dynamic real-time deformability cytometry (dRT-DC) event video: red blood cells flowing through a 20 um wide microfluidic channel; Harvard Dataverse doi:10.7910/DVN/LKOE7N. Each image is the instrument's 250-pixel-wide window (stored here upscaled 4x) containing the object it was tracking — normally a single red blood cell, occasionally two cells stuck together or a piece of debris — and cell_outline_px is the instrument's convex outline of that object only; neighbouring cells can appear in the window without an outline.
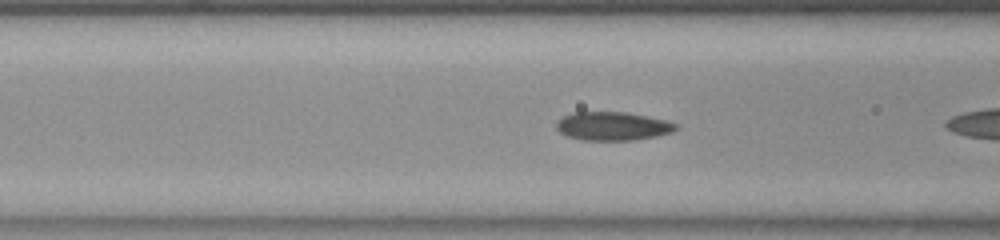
{"species": "common noctule bat (a hibernating species)", "species_latin": "Nyctalus noctula", "temperature_condition": "room temperature", "stored_images_in_passage": 9, "camera_frame_rate_fps": 3000, "um_per_image_px": 0.085, "animal": {"sex": "female", "body_mass_g": 23.0, "forearm_length_mm": 53.4}, "frame": {"image": 1, "passage_image": 4, "time_ms": 1.0, "image_size_px": [1000, 240], "cell_outline_px": [[680, 128], [672, 132], [656, 136], [632, 140], [580, 140], [568, 136], [560, 132], [556, 128], [556, 120], [572, 112], [624, 112], [664, 120], [676, 124]], "centroid_in_image_um": [52.04, 10.72], "position_along_channel_um": 114.6, "area_um2": 19.77}}
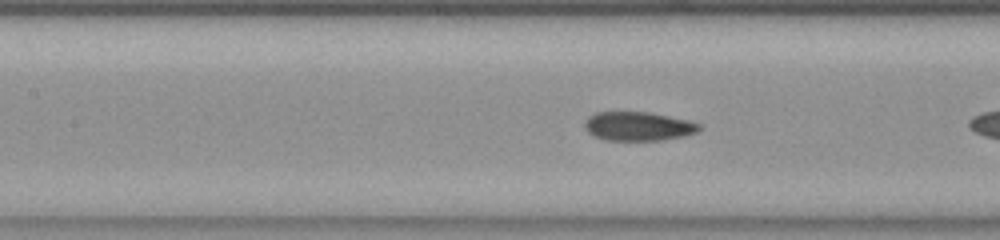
{"frame": {"image": 2, "passage_image": 7, "time_ms": 2.0, "image_size_px": [1000, 240], "cell_outline_px": [[700, 128], [696, 132], [684, 136], [660, 140], [608, 140], [596, 136], [588, 132], [584, 128], [584, 124], [588, 116], [596, 112], [648, 112], [688, 120], [700, 124]], "centroid_in_image_um": [54.23, 10.72], "position_along_channel_um": 153.2, "area_um2": 19.13}}